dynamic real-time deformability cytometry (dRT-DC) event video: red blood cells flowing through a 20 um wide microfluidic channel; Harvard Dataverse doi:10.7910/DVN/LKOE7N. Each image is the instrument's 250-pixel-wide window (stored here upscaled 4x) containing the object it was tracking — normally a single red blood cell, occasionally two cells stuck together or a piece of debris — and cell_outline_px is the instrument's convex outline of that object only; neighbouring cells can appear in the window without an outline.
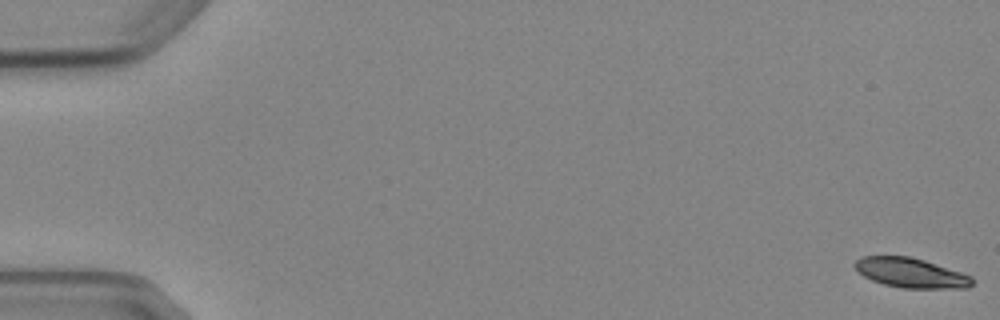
{"species": "Egyptian fruit bat (a non-hibernating species)", "species_latin": "Rousettus aegyptiacus", "temperature_condition": "cold", "stored_images_in_passage": 7, "camera_frame_rate_fps": 3000, "um_per_image_px": 0.085, "animal": {"sex": "female"}, "frame": {"image": 1, "passage_image": 1, "time_ms": 0.0, "image_size_px": [1000, 320], "cell_outline_px": [[972, 284], [968, 288], [904, 288], [884, 284], [872, 280], [856, 272], [852, 264], [860, 256], [908, 256], [924, 260], [972, 276]], "centroid_in_image_um": [77.36, 23.19], "position_along_channel_um": 7.6, "area_um2": 20.29}}
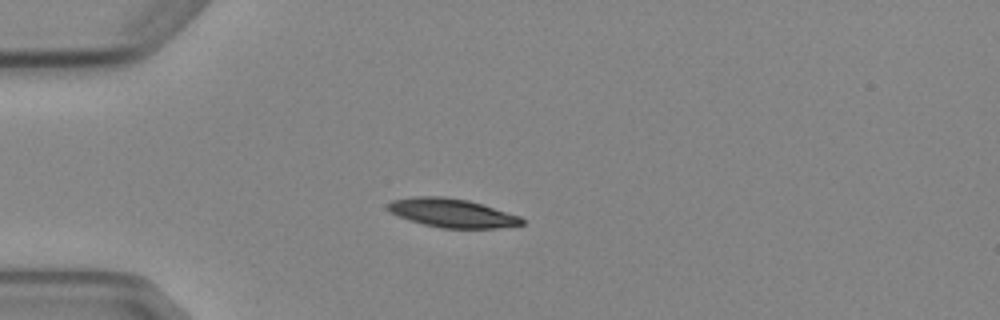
{"frame": {"image": 2, "passage_image": 5, "time_ms": 4.667, "image_size_px": [1000, 320], "cell_outline_px": [[524, 224], [496, 228], [440, 228], [424, 224], [400, 216], [392, 212], [388, 208], [388, 204], [392, 200], [416, 196], [444, 196], [468, 200], [520, 216], [524, 220]], "centroid_in_image_um": [38.45, 18.1], "position_along_channel_um": 46.6, "area_um2": 22.08}}
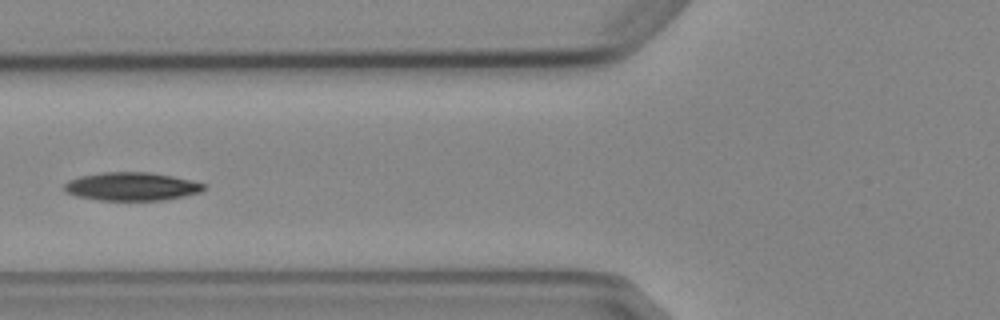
{"frame": {"image": 3, "passage_image": 7, "time_ms": 7.0, "image_size_px": [1000, 320], "cell_outline_px": [[208, 188], [200, 192], [184, 196], [164, 200], [100, 200], [76, 196], [64, 192], [64, 184], [68, 180], [80, 176], [100, 172], [148, 172], [172, 176], [192, 180], [204, 184]], "centroid_in_image_um": [11.18, 15.85], "position_along_channel_um": 114.6, "area_um2": 23.12}}